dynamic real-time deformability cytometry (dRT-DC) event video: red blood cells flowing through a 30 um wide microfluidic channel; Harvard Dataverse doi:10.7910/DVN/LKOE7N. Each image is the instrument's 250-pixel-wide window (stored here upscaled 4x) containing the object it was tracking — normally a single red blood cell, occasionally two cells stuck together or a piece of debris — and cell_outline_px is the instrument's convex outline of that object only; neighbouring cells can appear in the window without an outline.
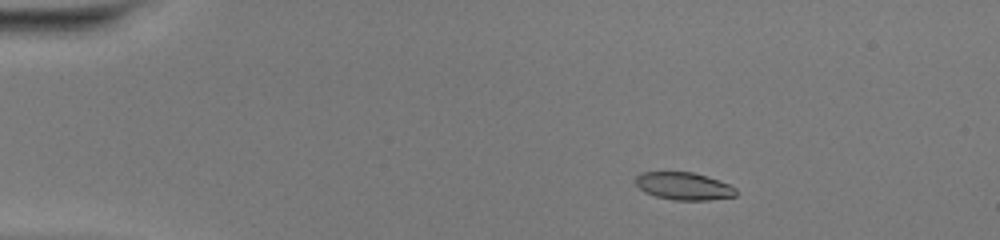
{"species": "common noctule bat (a hibernating species)", "species_latin": "Nyctalus noctula", "temperature_condition": "warm", "stored_images_in_passage": 47, "camera_frame_rate_fps": 3000, "um_per_image_px": 0.085, "animal": {"sex": "female", "body_mass_g": 20.0, "forearm_length_mm": 54.0}, "frame": {"image": 1, "passage_image": 6, "time_ms": 1.667, "image_size_px": [1000, 240], "cell_outline_px": [[736, 196], [708, 200], [672, 200], [656, 196], [644, 192], [632, 180], [640, 172], [692, 172], [728, 184], [736, 188]], "centroid_in_image_um": [58.06, 15.82], "position_along_channel_um": 26.9, "area_um2": 16.07}}
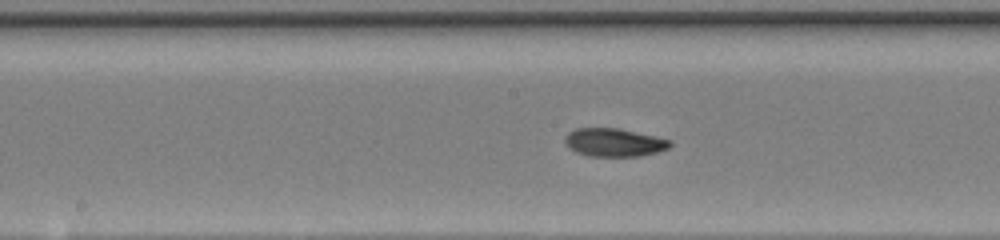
{"frame": {"image": 2, "passage_image": 24, "time_ms": 7.667, "image_size_px": [1000, 240], "cell_outline_px": [[672, 144], [668, 148], [656, 152], [640, 156], [588, 156], [576, 152], [568, 148], [564, 140], [564, 136], [568, 132], [576, 128], [616, 128], [656, 136], [672, 140]], "centroid_in_image_um": [52.17, 12.1], "position_along_channel_um": 196.0, "area_um2": 17.34}}
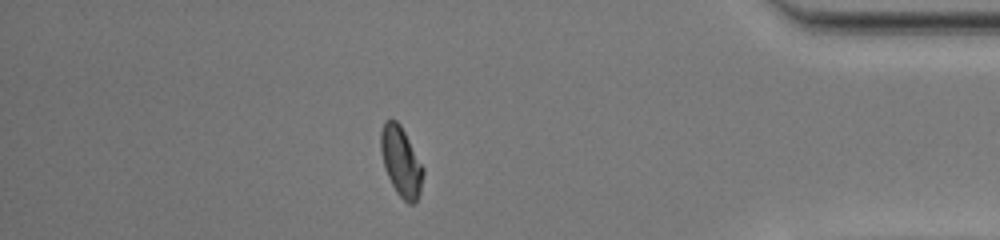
{"frame": {"image": 3, "passage_image": 41, "time_ms": 13.333, "image_size_px": [1000, 240], "cell_outline_px": [[424, 172], [420, 192], [416, 204], [408, 204], [396, 192], [384, 168], [380, 152], [380, 132], [384, 120], [396, 120], [400, 124], [424, 168]], "centroid_in_image_um": [34.08, 13.74], "position_along_channel_um": 401.1, "area_um2": 17.28}, "authors_computed_cell_mechanics": {"area_um2": 16.8776, "velocity_mm_per_s": 4.2128, "shape_relaxation_time_tau1_ms": null, "shape_relaxation_time_tau2_ms": 4.6771, "deformation_change_tau1": null, "deformation_change_tau2": 0.089}}